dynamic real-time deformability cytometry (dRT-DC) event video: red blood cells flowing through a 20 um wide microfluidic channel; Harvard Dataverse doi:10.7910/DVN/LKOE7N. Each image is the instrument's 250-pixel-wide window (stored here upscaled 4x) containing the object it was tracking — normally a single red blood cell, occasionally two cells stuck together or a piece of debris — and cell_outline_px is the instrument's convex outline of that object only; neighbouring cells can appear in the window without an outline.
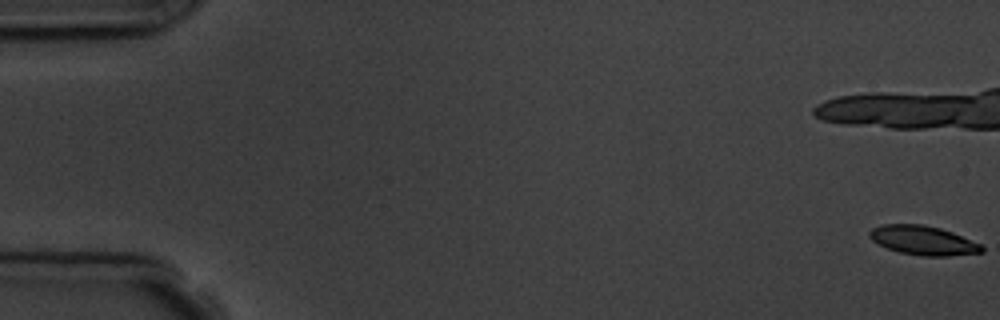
{"species": "common noctule bat (a hibernating species)", "species_latin": "Nyctalus noctula", "temperature_condition": "room temperature", "stored_images_in_passage": 7, "camera_frame_rate_fps": 3000, "um_per_image_px": 0.085, "animal": {"sex": "male", "body_mass_g": 19.5, "forearm_length_mm": 54.6}, "frame": {"image": 1, "passage_image": 1, "time_ms": 0.0, "image_size_px": [1000, 320], "cell_outline_px": [[984, 252], [948, 256], [924, 256], [900, 252], [888, 248], [872, 240], [868, 236], [868, 232], [872, 228], [884, 224], [924, 224], [940, 228], [952, 232], [980, 244], [984, 248]], "centroid_in_image_um": [78.46, 20.43], "position_along_channel_um": 6.5, "area_um2": 18.96}}